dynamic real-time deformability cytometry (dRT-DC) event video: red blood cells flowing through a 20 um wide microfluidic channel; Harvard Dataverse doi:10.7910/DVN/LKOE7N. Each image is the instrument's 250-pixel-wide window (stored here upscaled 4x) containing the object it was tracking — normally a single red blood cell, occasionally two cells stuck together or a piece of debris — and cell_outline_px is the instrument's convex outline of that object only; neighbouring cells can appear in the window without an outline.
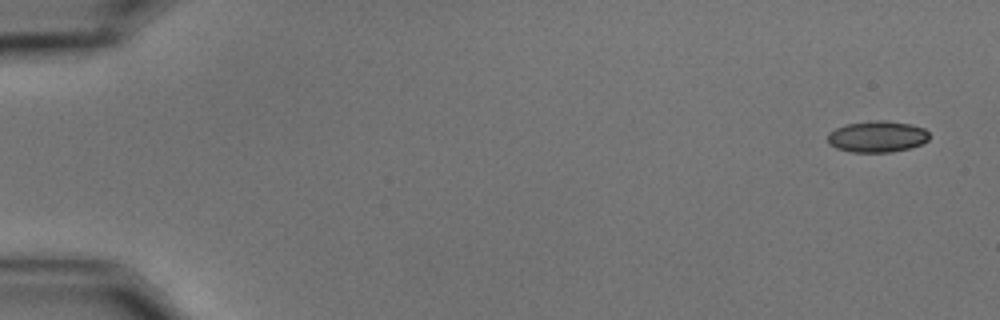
{"species": "common noctule bat (a hibernating species)", "species_latin": "Nyctalus noctula", "temperature_condition": "cold", "stored_images_in_passage": 56, "camera_frame_rate_fps": 3000, "um_per_image_px": 0.085, "animal": {"sex": "male", "body_mass_g": 15.6}, "frame": {"image": 1, "passage_image": 1, "time_ms": 0.0, "image_size_px": [1000, 320], "cell_outline_px": [[928, 140], [920, 144], [908, 148], [892, 152], [852, 152], [836, 148], [828, 144], [828, 132], [844, 124], [876, 120], [888, 120], [912, 124], [924, 128], [928, 132]], "centroid_in_image_um": [74.54, 11.6], "position_along_channel_um": 10.5, "area_um2": 18.67}}
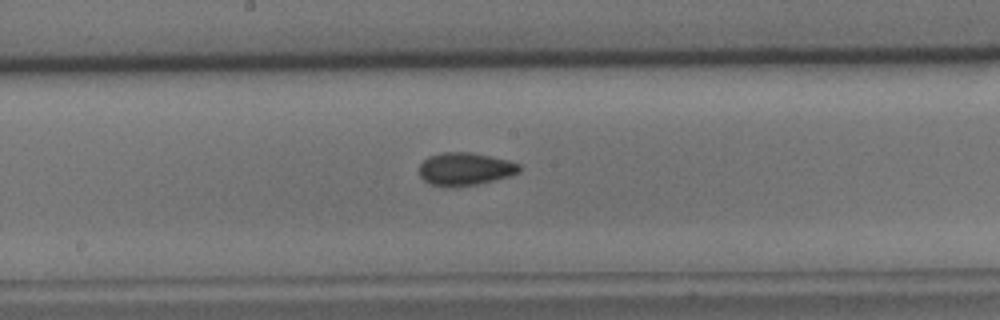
{"frame": {"image": 2, "passage_image": 30, "time_ms": 9.667, "image_size_px": [1000, 320], "cell_outline_px": [[520, 172], [508, 176], [476, 184], [432, 184], [424, 180], [420, 176], [420, 164], [428, 156], [440, 152], [472, 152], [508, 160], [520, 164]], "centroid_in_image_um": [39.55, 14.31], "position_along_channel_um": 208.7, "area_um2": 18.5}}
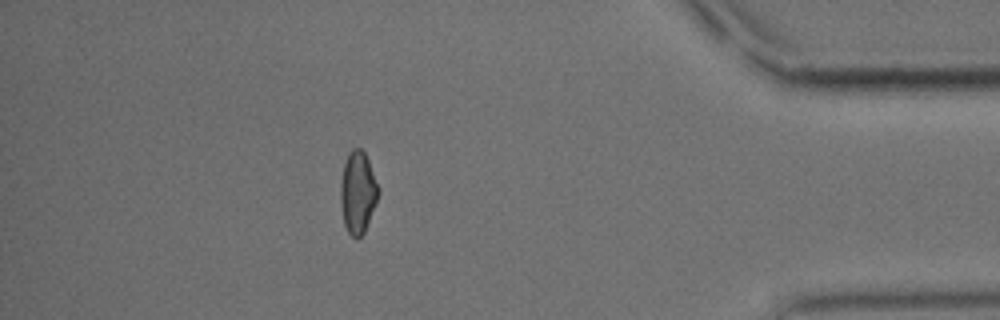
{"frame": {"image": 3, "passage_image": 50, "time_ms": 16.333, "image_size_px": [1000, 320], "cell_outline_px": [[380, 192], [364, 232], [360, 236], [352, 236], [348, 232], [344, 224], [340, 204], [340, 184], [344, 164], [348, 152], [352, 148], [360, 148], [364, 152], [368, 160], [380, 188]], "centroid_in_image_um": [30.41, 16.32], "position_along_channel_um": 404.8, "area_um2": 18.03}, "authors_computed_cell_mechanics": {"area_um2": 18.3226, "velocity_mm_per_s": 3.5178, "shape_relaxation_time_tau1_ms": null, "shape_relaxation_time_tau2_ms": 2.3781, "deformation_change_tau1": null, "deformation_change_tau2": 0.0803}}